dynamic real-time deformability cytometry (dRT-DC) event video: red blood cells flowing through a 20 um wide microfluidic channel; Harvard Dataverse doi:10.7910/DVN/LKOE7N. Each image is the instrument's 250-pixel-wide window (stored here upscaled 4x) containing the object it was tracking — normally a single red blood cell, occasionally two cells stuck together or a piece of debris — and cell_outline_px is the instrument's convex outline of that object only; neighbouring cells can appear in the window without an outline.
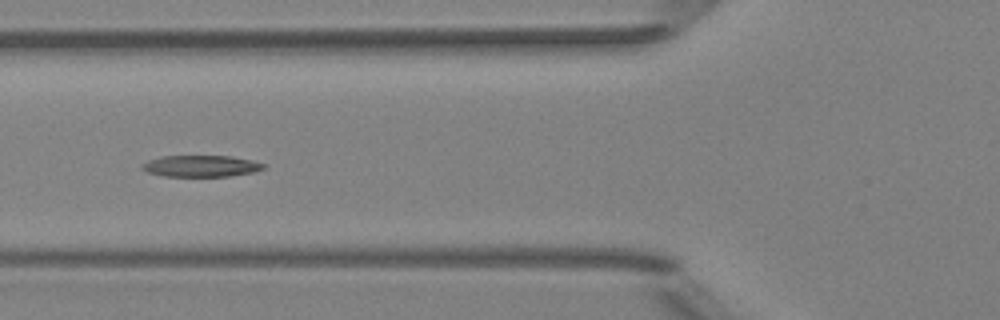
{"species": "Egyptian fruit bat (a non-hibernating species)", "species_latin": "Rousettus aegyptiacus", "temperature_condition": "room temperature", "stored_images_in_passage": 8, "camera_frame_rate_fps": 3000, "um_per_image_px": 0.085, "animal": {"sex": "female"}, "frame": {"image": 1, "passage_image": 6, "time_ms": 6.667, "image_size_px": [1000, 320], "cell_outline_px": [[264, 168], [252, 172], [232, 176], [164, 176], [148, 172], [140, 168], [140, 164], [148, 160], [160, 156], [228, 156], [252, 160], [264, 164]], "centroid_in_image_um": [17.03, 14.11], "position_along_channel_um": 108.8, "area_um2": 15.14}}
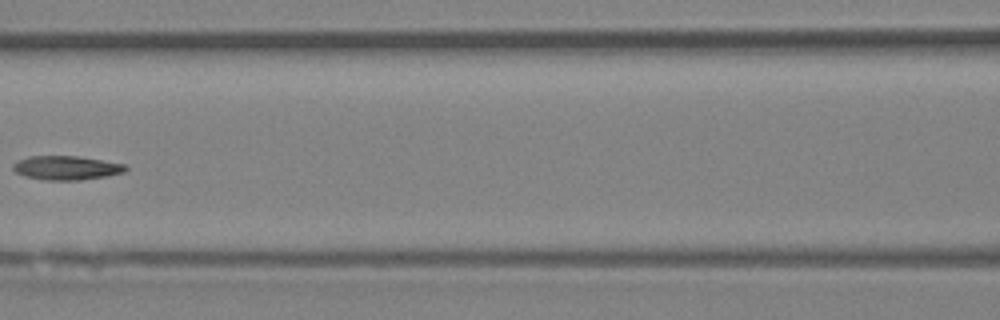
{"frame": {"image": 2, "passage_image": 7, "time_ms": 8.0, "image_size_px": [1000, 320], "cell_outline_px": [[128, 168], [124, 172], [108, 176], [80, 180], [44, 180], [24, 176], [16, 172], [12, 168], [12, 164], [16, 160], [28, 156], [80, 156], [128, 164]], "centroid_in_image_um": [5.66, 14.26], "position_along_channel_um": 160.9, "area_um2": 16.07}}
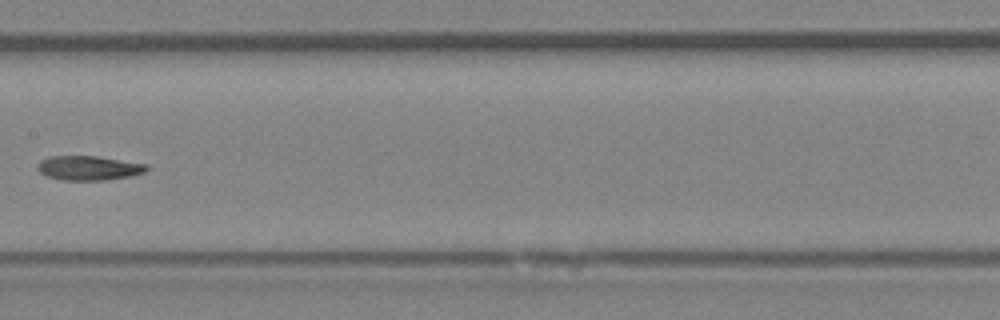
{"frame": {"image": 3, "passage_image": 8, "time_ms": 9.0, "image_size_px": [1000, 320], "cell_outline_px": [[148, 168], [144, 172], [128, 176], [108, 180], [64, 180], [48, 176], [40, 172], [36, 168], [40, 160], [48, 156], [96, 156], [148, 164]], "centroid_in_image_um": [7.52, 14.27], "position_along_channel_um": 199.9, "area_um2": 15.43}}